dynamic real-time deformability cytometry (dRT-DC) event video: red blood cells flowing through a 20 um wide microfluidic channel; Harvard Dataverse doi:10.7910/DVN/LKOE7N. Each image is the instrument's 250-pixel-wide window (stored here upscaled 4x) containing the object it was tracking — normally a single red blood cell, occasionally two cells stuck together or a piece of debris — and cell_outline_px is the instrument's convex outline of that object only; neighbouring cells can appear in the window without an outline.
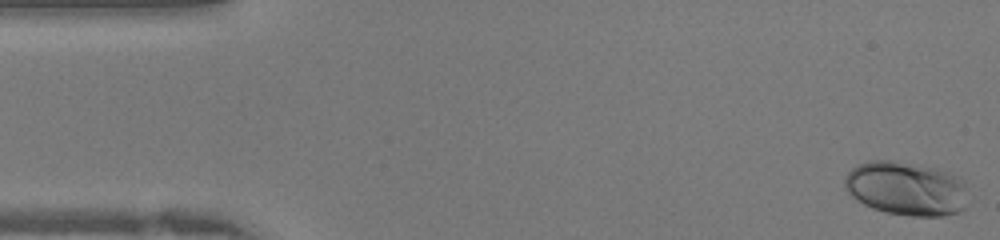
{"species": "human", "species_latin": "Homo sapiens", "temperature_condition": "warm", "stored_images_in_passage": 42, "camera_frame_rate_fps": 3000, "um_per_image_px": 0.085, "donor": {"sex": "female"}, "frame": {"image": 1, "passage_image": 1, "time_ms": 0.0, "image_size_px": [1000, 240], "cell_outline_px": [[972, 196], [964, 208], [960, 212], [944, 216], [912, 216], [884, 212], [872, 208], [856, 200], [844, 188], [844, 176], [856, 164], [872, 160], [892, 160], [932, 168], [948, 172], [960, 176], [964, 180]], "centroid_in_image_um": [77.09, 16.04], "position_along_channel_um": 7.9, "area_um2": 39.59}}
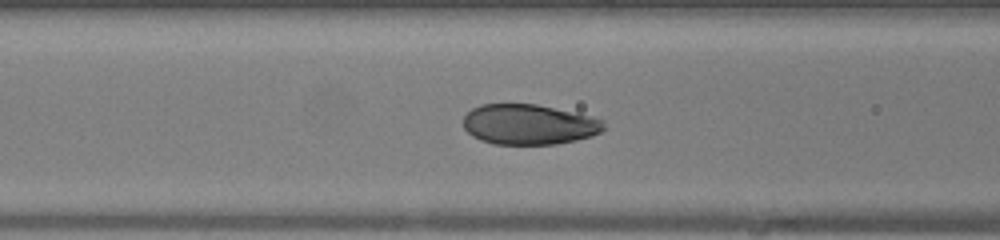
{"frame": {"image": 2, "passage_image": 16, "time_ms": 5.0, "image_size_px": [1000, 240], "cell_outline_px": [[604, 128], [600, 132], [592, 136], [576, 140], [556, 144], [492, 144], [480, 140], [472, 136], [464, 128], [464, 116], [472, 108], [480, 104], [536, 104], [576, 112], [592, 116], [604, 120]], "centroid_in_image_um": [44.96, 10.57], "position_along_channel_um": 121.6, "area_um2": 33.18}}
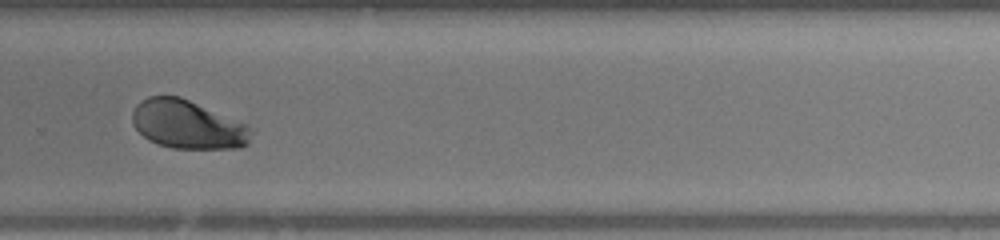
{"frame": {"image": 3, "passage_image": 28, "time_ms": 9.0, "image_size_px": [1000, 240], "cell_outline_px": [[252, 132], [248, 144], [240, 148], [172, 148], [156, 144], [148, 140], [132, 124], [132, 112], [136, 104], [140, 100], [148, 96], [180, 96], [244, 124]], "centroid_in_image_um": [15.88, 10.59], "position_along_channel_um": 313.9, "area_um2": 33.29}}